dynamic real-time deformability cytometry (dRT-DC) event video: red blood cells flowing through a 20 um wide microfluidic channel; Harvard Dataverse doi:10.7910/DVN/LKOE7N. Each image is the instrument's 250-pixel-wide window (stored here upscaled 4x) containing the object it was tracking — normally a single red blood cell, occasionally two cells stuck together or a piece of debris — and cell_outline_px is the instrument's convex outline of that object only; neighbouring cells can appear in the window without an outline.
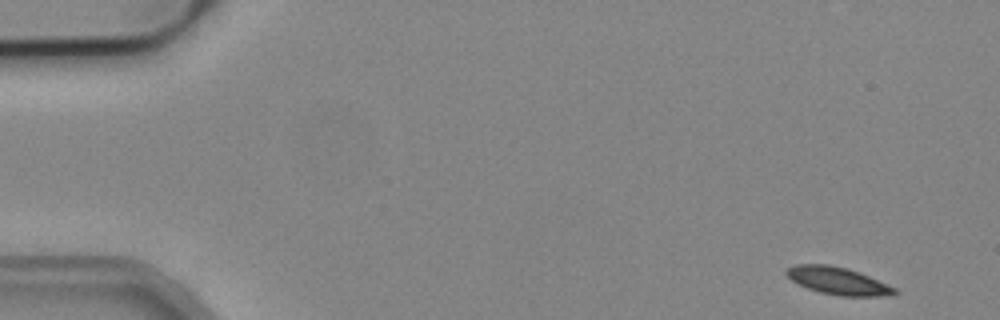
{"species": "common noctule bat (a hibernating species)", "species_latin": "Nyctalus noctula", "temperature_condition": "cold", "stored_images_in_passage": 4, "camera_frame_rate_fps": 3000, "um_per_image_px": 0.085, "animal": {"sex": "male", "body_mass_g": 19.2, "forearm_length_mm": 51.8}, "frame": {"image": 1, "passage_image": 1, "time_ms": 0.0, "image_size_px": [1000, 320], "cell_outline_px": [[900, 292], [892, 296], [840, 296], [820, 292], [808, 288], [792, 280], [784, 272], [784, 268], [796, 264], [828, 264], [848, 268], [868, 276], [896, 288]], "centroid_in_image_um": [71.23, 23.87], "position_along_channel_um": 13.8, "area_um2": 17.34}}
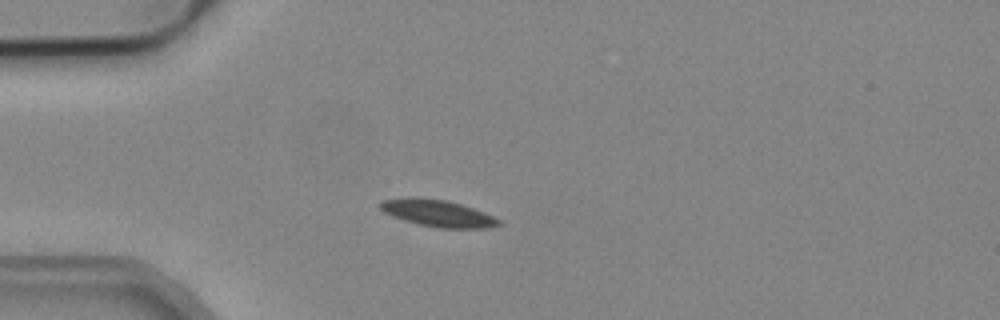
{"frame": {"image": 2, "passage_image": 4, "time_ms": 1.0, "image_size_px": [1000, 320], "cell_outline_px": [[504, 224], [488, 228], [436, 228], [416, 224], [392, 216], [384, 212], [380, 208], [380, 204], [384, 200], [448, 200], [484, 212], [500, 220]], "centroid_in_image_um": [37.32, 18.19], "position_along_channel_um": 47.7, "area_um2": 17.74}}